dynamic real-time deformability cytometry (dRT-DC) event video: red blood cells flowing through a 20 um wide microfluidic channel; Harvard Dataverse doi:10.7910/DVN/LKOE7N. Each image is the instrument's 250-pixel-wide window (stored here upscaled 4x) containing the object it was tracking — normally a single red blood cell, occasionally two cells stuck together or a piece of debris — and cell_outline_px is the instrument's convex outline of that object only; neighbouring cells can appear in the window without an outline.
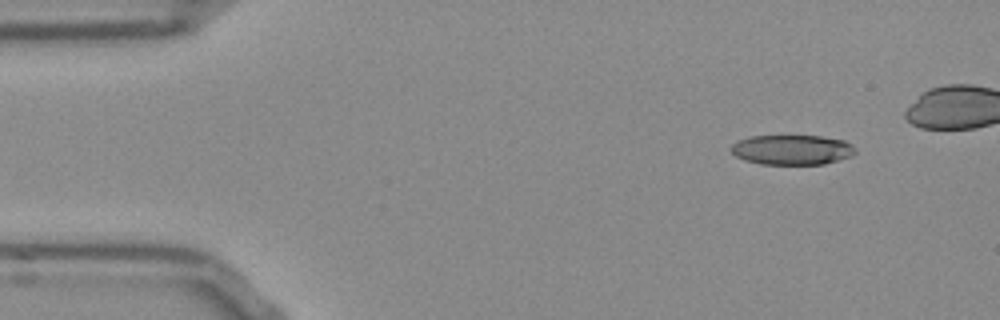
{"species": "Egyptian fruit bat (a non-hibernating species)", "species_latin": "Rousettus aegyptiacus", "temperature_condition": "room temperature", "stored_images_in_passage": 41, "camera_frame_rate_fps": 3000, "um_per_image_px": 0.085, "frame": {"image": 1, "passage_image": 1, "time_ms": 0.0, "image_size_px": [1000, 320], "cell_outline_px": [[856, 152], [852, 156], [824, 164], [760, 164], [744, 160], [736, 156], [732, 152], [732, 144], [736, 140], [748, 136], [820, 136], [844, 140], [852, 144], [856, 148]], "centroid_in_image_um": [67.33, 12.73], "position_along_channel_um": 17.7, "area_um2": 21.79}}
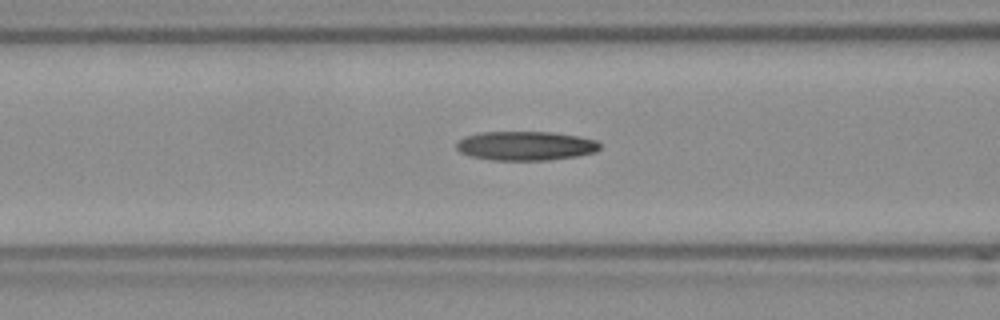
{"frame": {"image": 2, "passage_image": 16, "time_ms": 5.0, "image_size_px": [1000, 320], "cell_outline_px": [[600, 148], [596, 152], [576, 156], [548, 160], [492, 160], [468, 156], [460, 152], [456, 148], [456, 144], [464, 136], [480, 132], [552, 132], [576, 136], [596, 140], [600, 144]], "centroid_in_image_um": [44.65, 12.4], "position_along_channel_um": 122.0, "area_um2": 24.39}}
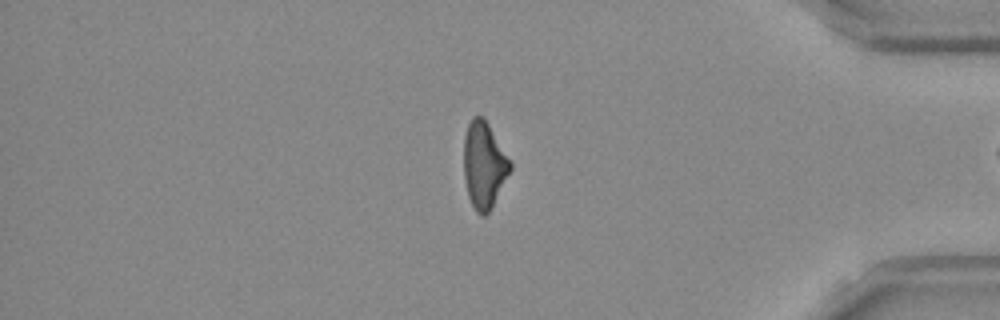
{"frame": {"image": 3, "passage_image": 40, "time_ms": 13.0, "image_size_px": [1000, 320], "cell_outline_px": [[512, 168], [488, 212], [484, 216], [480, 216], [476, 212], [468, 196], [464, 180], [464, 136], [468, 124], [472, 116], [484, 116], [512, 164]], "centroid_in_image_um": [41.12, 14.0], "position_along_channel_um": 394.1, "area_um2": 23.18}}